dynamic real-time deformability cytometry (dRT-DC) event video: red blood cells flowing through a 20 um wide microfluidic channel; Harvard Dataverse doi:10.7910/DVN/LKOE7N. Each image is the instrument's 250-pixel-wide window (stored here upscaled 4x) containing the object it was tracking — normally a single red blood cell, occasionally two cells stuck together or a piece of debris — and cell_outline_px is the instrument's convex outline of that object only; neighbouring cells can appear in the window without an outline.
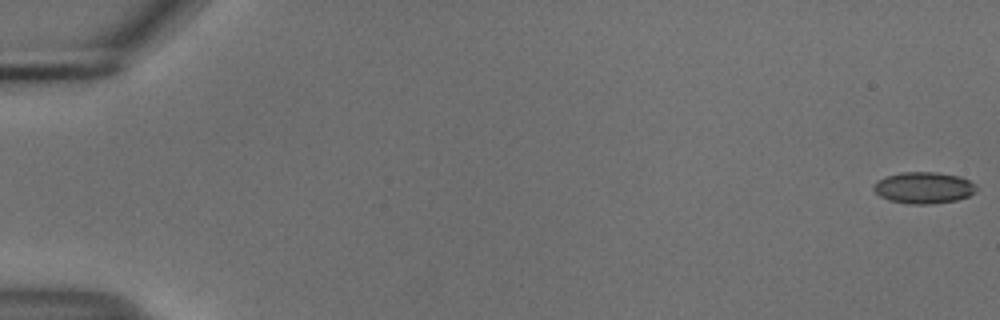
{"species": "common noctule bat (a hibernating species)", "species_latin": "Nyctalus noctula", "temperature_condition": "cold", "stored_images_in_passage": 56, "camera_frame_rate_fps": 3000, "um_per_image_px": 0.085, "animal": {"sex": "male", "body_mass_g": 18.8}, "frame": {"image": 1, "passage_image": 1, "time_ms": 0.0, "image_size_px": [1000, 320], "cell_outline_px": [[976, 192], [968, 196], [956, 200], [932, 204], [908, 204], [888, 200], [880, 196], [872, 188], [884, 176], [900, 172], [936, 172], [960, 176], [976, 184]], "centroid_in_image_um": [78.53, 15.96], "position_along_channel_um": 6.5, "area_um2": 18.9}}
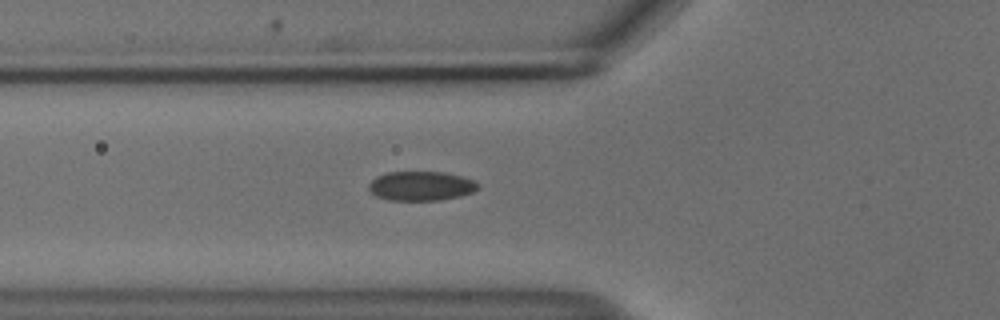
{"frame": {"image": 2, "passage_image": 21, "time_ms": 6.667, "image_size_px": [1000, 320], "cell_outline_px": [[480, 188], [472, 192], [460, 196], [440, 200], [388, 200], [376, 196], [368, 192], [368, 184], [376, 176], [388, 172], [444, 172], [464, 176], [476, 180], [480, 184]], "centroid_in_image_um": [35.8, 15.8], "position_along_channel_um": 90.0, "area_um2": 19.02}}
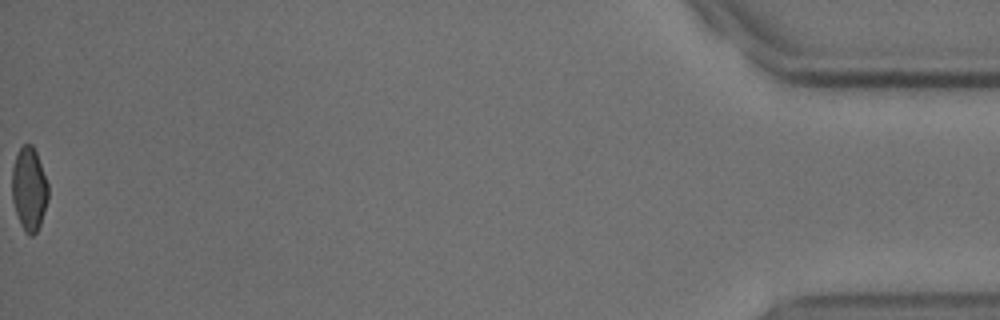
{"frame": {"image": 3, "passage_image": 56, "time_ms": 18.333, "image_size_px": [1000, 320], "cell_outline_px": [[48, 200], [40, 224], [36, 232], [32, 236], [20, 224], [12, 200], [12, 168], [16, 156], [20, 148], [24, 144], [32, 144], [36, 152], [48, 184]], "centroid_in_image_um": [2.47, 16.04], "position_along_channel_um": 432.7, "area_um2": 17.34}, "authors_computed_cell_mechanics": {"area_um2": 18.7272, "velocity_mm_per_s": 3.7219, "shape_relaxation_time_tau1_ms": 6.499, "shape_relaxation_time_tau2_ms": 3.6829, "deformation_change_tau1": 0.1174, "deformation_change_tau2": 0.0766}}